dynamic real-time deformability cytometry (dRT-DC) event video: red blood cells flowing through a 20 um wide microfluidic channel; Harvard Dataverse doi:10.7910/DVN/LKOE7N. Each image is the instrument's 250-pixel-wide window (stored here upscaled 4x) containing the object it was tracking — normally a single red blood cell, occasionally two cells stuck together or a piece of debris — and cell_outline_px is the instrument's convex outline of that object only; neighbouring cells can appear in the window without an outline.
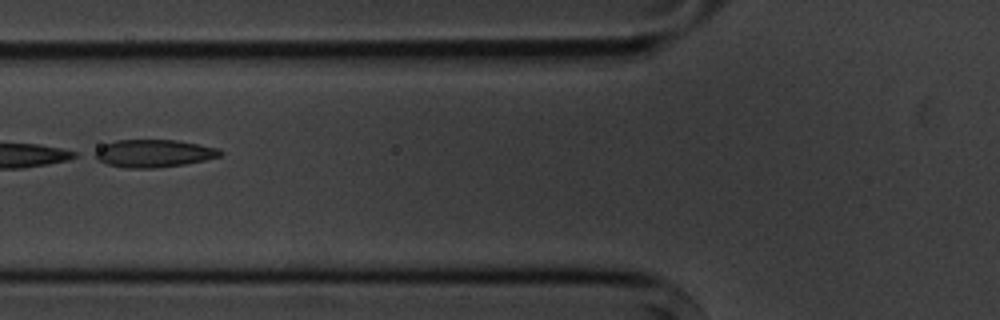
{"species": "common noctule bat (a hibernating species)", "species_latin": "Nyctalus noctula", "temperature_condition": "cold", "stored_images_in_passage": 6, "camera_frame_rate_fps": 3000, "um_per_image_px": 0.085, "animal": {"sex": "male", "body_mass_g": 20.1, "forearm_length_mm": 53.5}, "frame": {"image": 1, "passage_image": 6, "time_ms": 5.667, "image_size_px": [1000, 320], "cell_outline_px": [[224, 152], [220, 156], [204, 160], [184, 164], [156, 168], [128, 168], [108, 164], [92, 156], [92, 152], [104, 144], [116, 140], [176, 140], [220, 148]], "centroid_in_image_um": [13.06, 13.03], "position_along_channel_um": 112.7, "area_um2": 20.23}}